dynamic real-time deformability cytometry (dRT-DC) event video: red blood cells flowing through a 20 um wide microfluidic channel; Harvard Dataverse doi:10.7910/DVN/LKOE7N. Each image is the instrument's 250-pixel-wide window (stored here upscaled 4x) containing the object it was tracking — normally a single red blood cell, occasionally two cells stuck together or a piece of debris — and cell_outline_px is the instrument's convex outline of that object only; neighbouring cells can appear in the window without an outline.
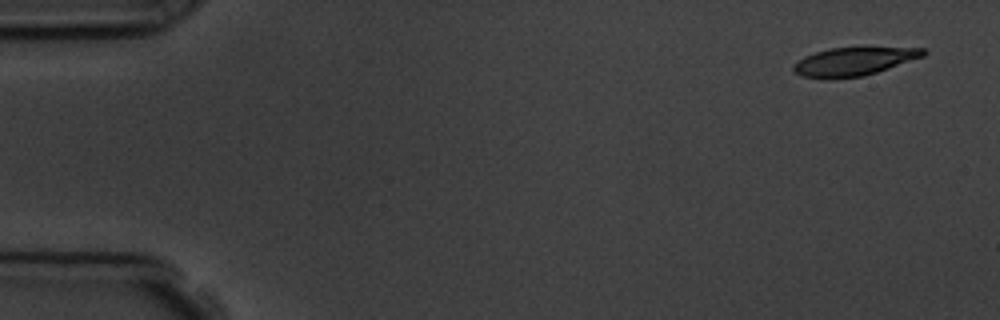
{"species": "common noctule bat (a hibernating species)", "species_latin": "Nyctalus noctula", "temperature_condition": "room temperature", "stored_images_in_passage": 4, "camera_frame_rate_fps": 3000, "um_per_image_px": 0.085, "animal": {"sex": "male", "body_mass_g": 19.5, "forearm_length_mm": 54.6}, "frame": {"image": 1, "passage_image": 1, "time_ms": 0.0, "image_size_px": [1000, 320], "cell_outline_px": [[928, 52], [924, 56], [864, 76], [800, 76], [792, 68], [792, 64], [804, 56], [828, 48], [924, 48]], "centroid_in_image_um": [72.59, 5.19], "position_along_channel_um": 12.4, "area_um2": 20.52}}
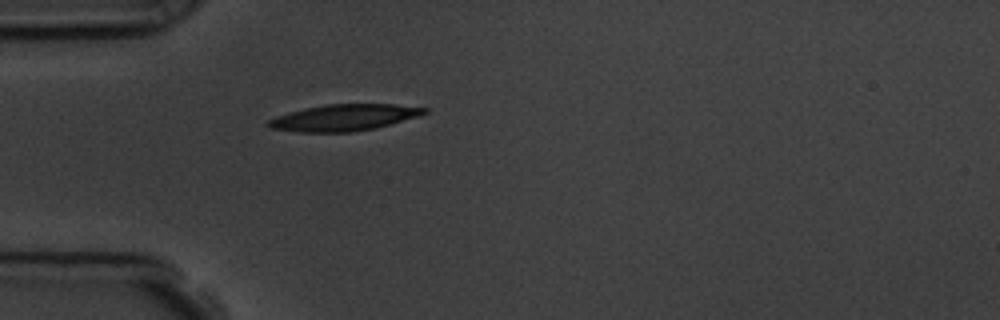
{"frame": {"image": 2, "passage_image": 4, "time_ms": 4.333, "image_size_px": [1000, 320], "cell_outline_px": [[428, 112], [420, 116], [376, 128], [352, 132], [300, 132], [268, 128], [264, 124], [268, 120], [276, 116], [288, 112], [304, 108], [324, 104], [392, 104], [428, 108]], "centroid_in_image_um": [29.21, 9.99], "position_along_channel_um": 55.8, "area_um2": 24.28}}